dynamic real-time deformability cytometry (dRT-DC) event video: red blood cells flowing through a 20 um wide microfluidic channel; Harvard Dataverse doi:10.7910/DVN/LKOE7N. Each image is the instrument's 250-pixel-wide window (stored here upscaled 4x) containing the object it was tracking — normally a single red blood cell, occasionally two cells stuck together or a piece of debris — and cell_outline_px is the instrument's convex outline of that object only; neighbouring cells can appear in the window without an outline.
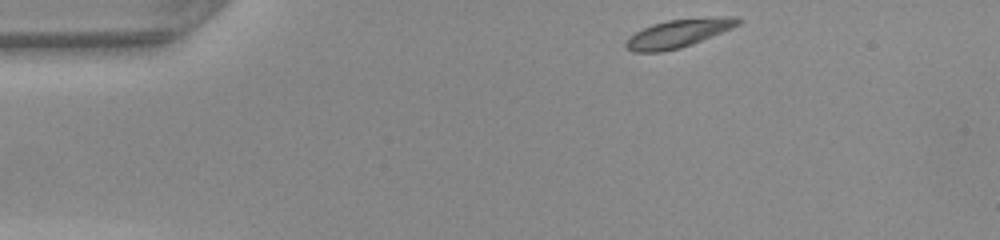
{"species": "common noctule bat (a hibernating species)", "species_latin": "Nyctalus noctula", "temperature_condition": "warm", "stored_images_in_passage": 42, "camera_frame_rate_fps": 3000, "um_per_image_px": 0.085, "animal": {"sex": "female", "body_mass_g": 22.0, "forearm_length_mm": 56.7}, "frame": {"image": 1, "passage_image": 1, "time_ms": 0.0, "image_size_px": [1000, 240], "cell_outline_px": [[744, 20], [740, 24], [732, 28], [692, 44], [680, 48], [660, 52], [632, 52], [624, 44], [628, 36], [652, 24], [668, 20], [720, 16], [736, 16]], "centroid_in_image_um": [57.69, 2.82], "position_along_channel_um": 27.3, "area_um2": 18.5}}
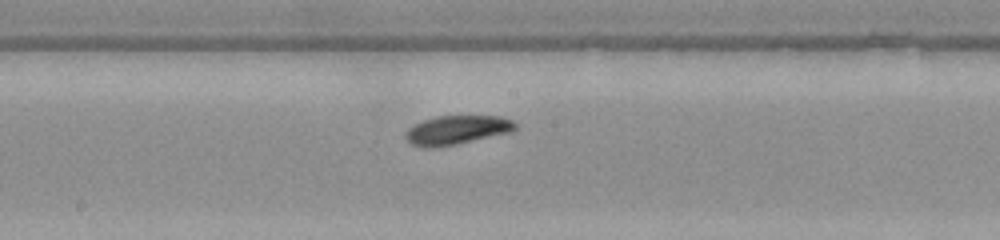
{"frame": {"image": 2, "passage_image": 19, "time_ms": 6.0, "image_size_px": [1000, 240], "cell_outline_px": [[516, 128], [512, 132], [456, 144], [424, 148], [412, 144], [408, 140], [408, 128], [424, 120], [436, 116], [500, 116], [512, 120], [516, 124]], "centroid_in_image_um": [38.89, 11.04], "position_along_channel_um": 209.3, "area_um2": 18.15}}
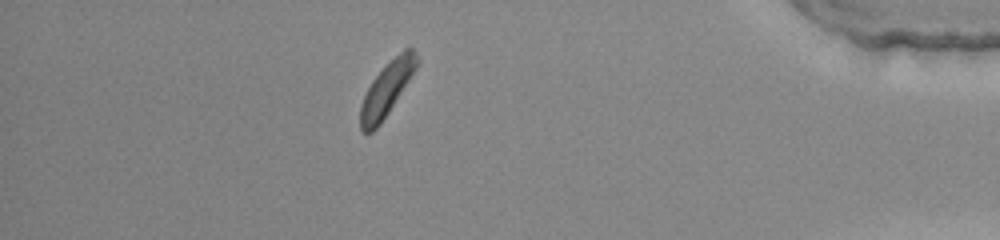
{"frame": {"image": 3, "passage_image": 36, "time_ms": 11.667, "image_size_px": [1000, 240], "cell_outline_px": [[420, 60], [416, 68], [388, 112], [380, 124], [372, 132], [364, 132], [360, 128], [360, 104], [372, 80], [404, 48], [412, 48], [416, 52]], "centroid_in_image_um": [32.87, 7.57], "position_along_channel_um": 402.3, "area_um2": 17.05}, "authors_computed_cell_mechanics": {"area_um2": 17.7446, "velocity_mm_per_s": 4.1595, "shape_relaxation_time_tau1_ms": 4.0218, "shape_relaxation_time_tau2_ms": 2.275, "deformation_change_tau1": 0.1234, "deformation_change_tau2": 0.0741}}